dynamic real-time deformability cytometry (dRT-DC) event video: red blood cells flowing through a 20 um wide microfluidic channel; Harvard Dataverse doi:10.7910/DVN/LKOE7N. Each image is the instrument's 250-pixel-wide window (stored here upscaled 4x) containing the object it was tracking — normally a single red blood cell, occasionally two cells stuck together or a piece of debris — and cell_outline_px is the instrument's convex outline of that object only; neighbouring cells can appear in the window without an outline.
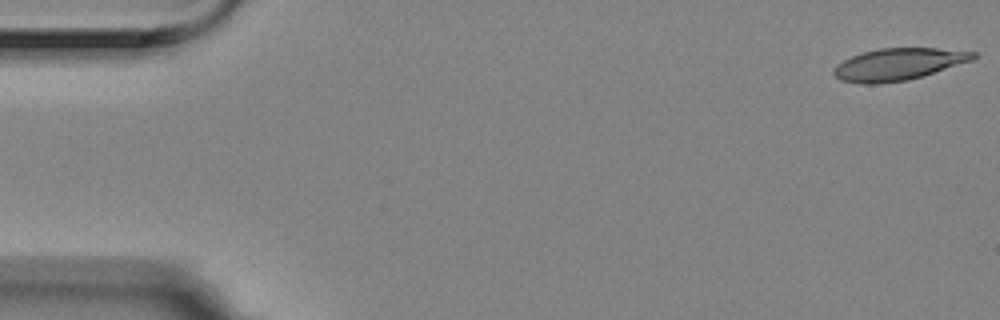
{"species": "Egyptian fruit bat (a non-hibernating species)", "species_latin": "Rousettus aegyptiacus", "temperature_condition": "room temperature", "stored_images_in_passage": 5, "camera_frame_rate_fps": 3000, "um_per_image_px": 0.085, "animal": {"sex": "female"}, "frame": {"image": 1, "passage_image": 1, "time_ms": 0.0, "image_size_px": [1000, 320], "cell_outline_px": [[976, 56], [972, 60], [908, 80], [876, 84], [860, 84], [840, 80], [832, 72], [832, 68], [836, 64], [852, 56], [864, 52], [880, 48], [936, 48], [976, 52]], "centroid_in_image_um": [76.3, 5.47], "position_along_channel_um": 8.7, "area_um2": 25.78}}